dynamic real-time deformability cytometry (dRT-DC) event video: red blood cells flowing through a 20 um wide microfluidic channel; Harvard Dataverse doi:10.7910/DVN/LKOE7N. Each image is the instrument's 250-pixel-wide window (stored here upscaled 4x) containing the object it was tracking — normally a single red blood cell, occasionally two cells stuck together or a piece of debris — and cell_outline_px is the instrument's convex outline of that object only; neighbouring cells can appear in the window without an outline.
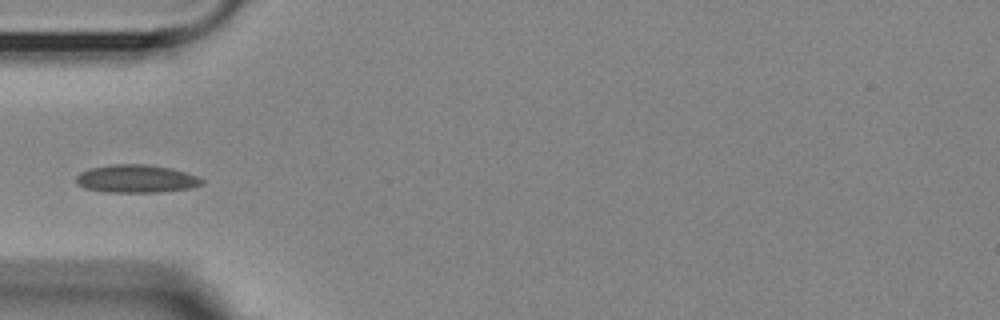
{"species": "Egyptian fruit bat (a non-hibernating species)", "species_latin": "Rousettus aegyptiacus", "temperature_condition": "room temperature", "stored_images_in_passage": 3, "camera_frame_rate_fps": 3000, "um_per_image_px": 0.085, "animal": {"sex": "female"}, "frame": {"image": 1, "passage_image": 3, "time_ms": 4.0, "image_size_px": [1000, 320], "cell_outline_px": [[204, 184], [192, 188], [156, 192], [104, 192], [84, 188], [76, 184], [76, 176], [80, 172], [88, 168], [112, 164], [148, 164], [172, 168], [196, 176], [204, 180]], "centroid_in_image_um": [11.55, 15.19], "position_along_channel_um": 73.4, "area_um2": 20.69}}